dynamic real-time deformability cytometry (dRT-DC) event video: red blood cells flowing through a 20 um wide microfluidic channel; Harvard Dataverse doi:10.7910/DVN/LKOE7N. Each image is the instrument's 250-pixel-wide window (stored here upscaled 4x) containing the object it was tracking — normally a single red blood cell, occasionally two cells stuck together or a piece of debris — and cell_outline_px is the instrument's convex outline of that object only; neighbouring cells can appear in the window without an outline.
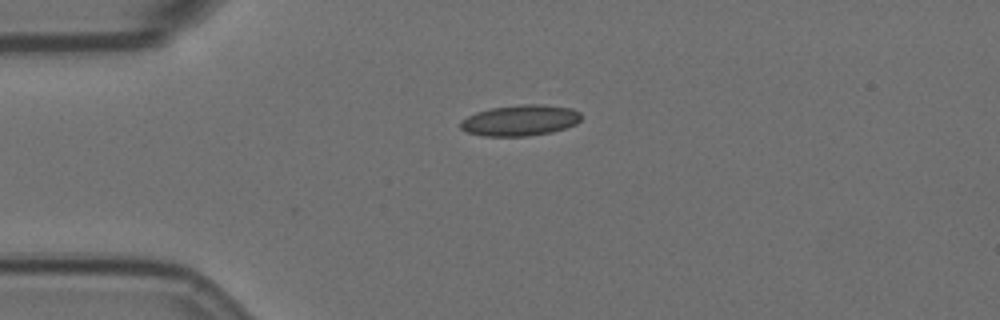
{"species": "Egyptian fruit bat (a non-hibernating species)", "species_latin": "Rousettus aegyptiacus", "temperature_condition": "room temperature", "stored_images_in_passage": 2, "camera_frame_rate_fps": 3000, "um_per_image_px": 0.085, "animal": {"sex": "female"}, "frame": {"image": 1, "passage_image": 2, "time_ms": 0.333, "image_size_px": [1000, 320], "cell_outline_px": [[580, 120], [576, 124], [552, 132], [528, 136], [484, 136], [468, 132], [460, 128], [460, 120], [476, 112], [492, 108], [520, 104], [544, 104], [572, 108], [580, 112]], "centroid_in_image_um": [44.22, 10.22], "position_along_channel_um": 40.8, "area_um2": 21.79}}